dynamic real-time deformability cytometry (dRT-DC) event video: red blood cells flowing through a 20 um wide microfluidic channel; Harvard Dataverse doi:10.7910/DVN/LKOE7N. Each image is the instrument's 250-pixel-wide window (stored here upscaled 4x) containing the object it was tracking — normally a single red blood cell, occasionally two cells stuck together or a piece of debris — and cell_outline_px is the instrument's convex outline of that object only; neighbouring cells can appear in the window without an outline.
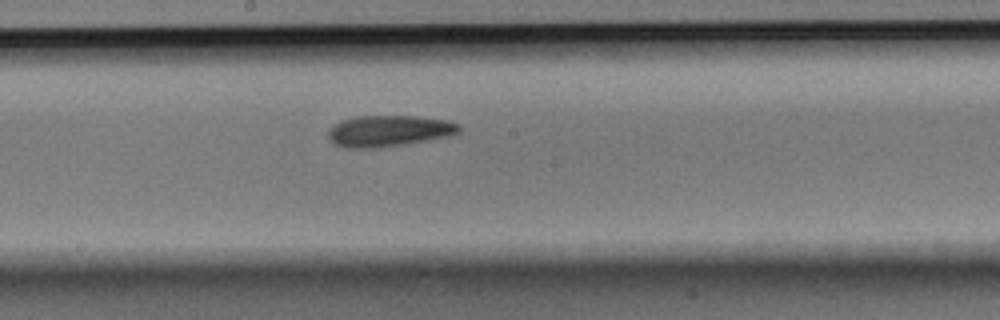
{"species": "Egyptian fruit bat (a non-hibernating species)", "species_latin": "Rousettus aegyptiacus", "temperature_condition": "room temperature", "stored_images_in_passage": 8, "camera_frame_rate_fps": 3000, "um_per_image_px": 0.085, "animal": {"sex": "male"}, "frame": {"image": 1, "passage_image": 7, "time_ms": 2.0, "image_size_px": [1000, 320], "cell_outline_px": [[460, 132], [448, 136], [376, 148], [344, 148], [336, 144], [328, 136], [328, 128], [332, 124], [340, 120], [356, 116], [416, 116], [448, 120], [460, 124]], "centroid_in_image_um": [33.01, 11.11], "position_along_channel_um": 215.2, "area_um2": 23.76}}